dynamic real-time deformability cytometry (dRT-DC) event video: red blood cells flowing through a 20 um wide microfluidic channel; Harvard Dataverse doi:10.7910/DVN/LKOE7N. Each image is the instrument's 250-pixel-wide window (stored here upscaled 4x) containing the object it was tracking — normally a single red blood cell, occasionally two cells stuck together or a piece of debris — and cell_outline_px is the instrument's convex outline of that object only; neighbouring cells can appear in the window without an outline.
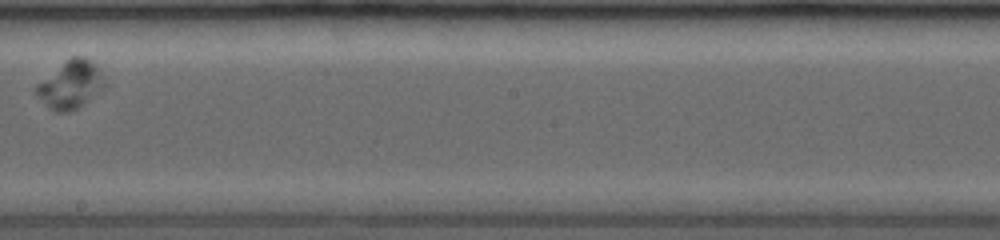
{"species": "common noctule bat (a hibernating species)", "species_latin": "Nyctalus noctula", "temperature_condition": "room temperature", "stored_images_in_passage": 19, "camera_frame_rate_fps": 3500, "um_per_image_px": 0.085, "animal": {"sex": "female", "body_mass_g": 19.0, "forearm_length_mm": 53.3}, "frame": {"image": 1, "passage_image": 9, "time_ms": 5.143, "image_size_px": [1000, 240], "cell_outline_px": [[108, 84], [104, 88], [84, 104], [68, 112], [56, 112], [48, 108], [36, 92], [36, 84], [72, 56], [84, 56], [92, 60]], "centroid_in_image_um": [6.04, 7.2], "position_along_channel_um": 242.2, "area_um2": 18.84}}
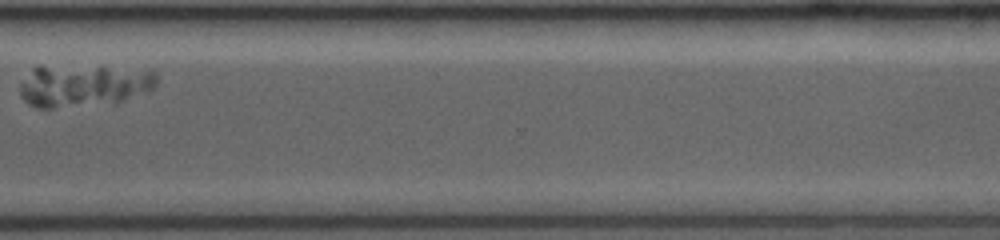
{"frame": {"image": 2, "passage_image": 16, "time_ms": 8.286, "image_size_px": [1000, 240], "cell_outline_px": [[156, 88], [120, 100], [52, 108], [36, 108], [28, 104], [24, 100], [20, 92], [20, 84], [32, 68], [36, 64], [40, 64], [104, 68], [152, 72], [156, 76]], "centroid_in_image_um": [6.95, 7.25], "position_along_channel_um": 363.7, "area_um2": 32.6}}
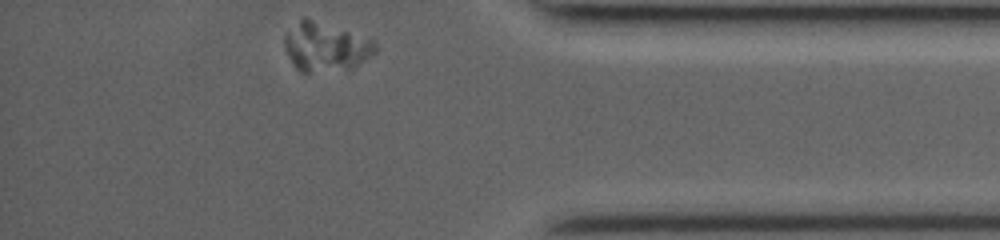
{"frame": {"image": 3, "passage_image": 19, "time_ms": 9.714, "image_size_px": [1000, 240], "cell_outline_px": [[376, 52], [352, 68], [308, 72], [300, 72], [296, 68], [288, 56], [284, 48], [284, 32], [304, 16], [372, 40], [376, 44]], "centroid_in_image_um": [27.61, 3.97], "position_along_channel_um": 407.6, "area_um2": 25.49}}